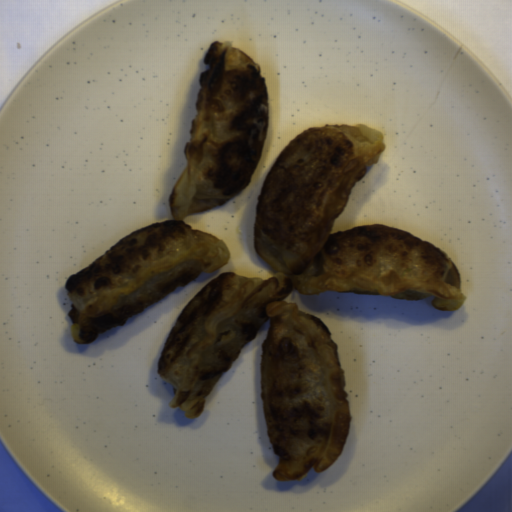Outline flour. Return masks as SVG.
<instances>
[{"mask_svg": "<svg viewBox=\"0 0 512 512\" xmlns=\"http://www.w3.org/2000/svg\"><path fill=\"white\" fill-rule=\"evenodd\" d=\"M387 144L363 124L309 128L280 153L254 212V250L269 279L222 272L172 324L156 372L176 393L169 408L201 416L216 383L269 321L260 353V400L278 481L330 468L351 424L338 350L325 323L285 302L324 292L391 296L457 311L467 296L442 251L387 226L332 233L355 186Z\"/></svg>", "mask_w": 512, "mask_h": 512, "instance_id": "1", "label": "flour"}, {"mask_svg": "<svg viewBox=\"0 0 512 512\" xmlns=\"http://www.w3.org/2000/svg\"><path fill=\"white\" fill-rule=\"evenodd\" d=\"M204 62L187 163L169 198L172 220L131 232L65 280L77 344L93 342L230 260L224 241L183 218L223 206L249 186L269 131L267 84L257 62L229 40L211 42Z\"/></svg>", "mask_w": 512, "mask_h": 512, "instance_id": "2", "label": "flour"}]
</instances>
